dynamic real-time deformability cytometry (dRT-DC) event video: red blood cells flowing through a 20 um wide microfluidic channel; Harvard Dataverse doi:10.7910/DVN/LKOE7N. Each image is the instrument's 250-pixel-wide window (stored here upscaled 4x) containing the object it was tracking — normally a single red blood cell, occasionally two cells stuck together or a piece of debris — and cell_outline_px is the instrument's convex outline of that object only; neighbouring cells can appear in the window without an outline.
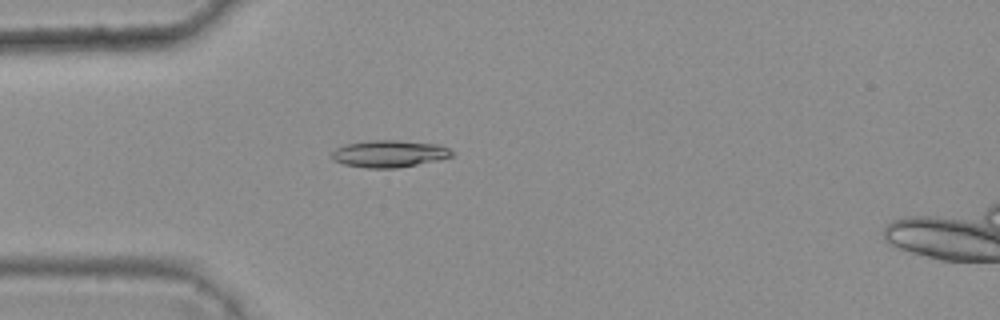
{"species": "common noctule bat (a hibernating species)", "species_latin": "Nyctalus noctula", "temperature_condition": "warm", "stored_images_in_passage": 4, "camera_frame_rate_fps": 3000, "um_per_image_px": 0.085, "animal": {"sex": "female", "body_mass_g": 25.1}, "frame": {"image": 1, "passage_image": 4, "time_ms": 1.0, "image_size_px": [1000, 320], "cell_outline_px": [[452, 156], [436, 160], [396, 168], [364, 168], [344, 164], [328, 156], [336, 148], [344, 144], [368, 140], [396, 140], [440, 144], [448, 148], [452, 152]], "centroid_in_image_um": [33.03, 13.05], "position_along_channel_um": 52.0, "area_um2": 18.9}}